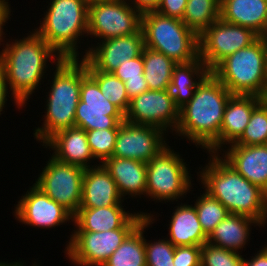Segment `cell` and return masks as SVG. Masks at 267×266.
<instances>
[{"label": "cell", "mask_w": 267, "mask_h": 266, "mask_svg": "<svg viewBox=\"0 0 267 266\" xmlns=\"http://www.w3.org/2000/svg\"><path fill=\"white\" fill-rule=\"evenodd\" d=\"M218 156L212 153L208 165L198 175L205 192L221 202L229 213L251 217L264 227L267 222V193Z\"/></svg>", "instance_id": "6da1fadb"}, {"label": "cell", "mask_w": 267, "mask_h": 266, "mask_svg": "<svg viewBox=\"0 0 267 266\" xmlns=\"http://www.w3.org/2000/svg\"><path fill=\"white\" fill-rule=\"evenodd\" d=\"M5 46L0 52V68L5 74L15 104L18 108L24 107L46 73L48 58L56 57L54 63L62 58L36 31Z\"/></svg>", "instance_id": "7a4b0ae2"}, {"label": "cell", "mask_w": 267, "mask_h": 266, "mask_svg": "<svg viewBox=\"0 0 267 266\" xmlns=\"http://www.w3.org/2000/svg\"><path fill=\"white\" fill-rule=\"evenodd\" d=\"M231 96L210 72L197 86L191 100L180 108L175 132L207 149L220 135L224 110Z\"/></svg>", "instance_id": "3957f363"}, {"label": "cell", "mask_w": 267, "mask_h": 266, "mask_svg": "<svg viewBox=\"0 0 267 266\" xmlns=\"http://www.w3.org/2000/svg\"><path fill=\"white\" fill-rule=\"evenodd\" d=\"M78 59L56 61L51 89L47 93L45 121L42 128H36L34 133L36 140L43 144L56 132L75 127V112L81 89V61Z\"/></svg>", "instance_id": "277c9868"}, {"label": "cell", "mask_w": 267, "mask_h": 266, "mask_svg": "<svg viewBox=\"0 0 267 266\" xmlns=\"http://www.w3.org/2000/svg\"><path fill=\"white\" fill-rule=\"evenodd\" d=\"M50 3L41 26L34 30L62 59L77 58L78 38L88 33V4L86 0H52Z\"/></svg>", "instance_id": "5b68a950"}, {"label": "cell", "mask_w": 267, "mask_h": 266, "mask_svg": "<svg viewBox=\"0 0 267 266\" xmlns=\"http://www.w3.org/2000/svg\"><path fill=\"white\" fill-rule=\"evenodd\" d=\"M211 73L232 95L267 96L265 49L259 37L223 59Z\"/></svg>", "instance_id": "8992f818"}, {"label": "cell", "mask_w": 267, "mask_h": 266, "mask_svg": "<svg viewBox=\"0 0 267 266\" xmlns=\"http://www.w3.org/2000/svg\"><path fill=\"white\" fill-rule=\"evenodd\" d=\"M145 47L158 51L175 63L199 58V36L182 20L148 11L142 13Z\"/></svg>", "instance_id": "52a82bcc"}, {"label": "cell", "mask_w": 267, "mask_h": 266, "mask_svg": "<svg viewBox=\"0 0 267 266\" xmlns=\"http://www.w3.org/2000/svg\"><path fill=\"white\" fill-rule=\"evenodd\" d=\"M169 147L146 163V196L157 201L180 199L192 186L186 162Z\"/></svg>", "instance_id": "ba28073f"}, {"label": "cell", "mask_w": 267, "mask_h": 266, "mask_svg": "<svg viewBox=\"0 0 267 266\" xmlns=\"http://www.w3.org/2000/svg\"><path fill=\"white\" fill-rule=\"evenodd\" d=\"M81 59L80 101L75 112V127L85 131L118 129L125 115L104 97L98 84L87 73L86 59Z\"/></svg>", "instance_id": "9c48e42d"}, {"label": "cell", "mask_w": 267, "mask_h": 266, "mask_svg": "<svg viewBox=\"0 0 267 266\" xmlns=\"http://www.w3.org/2000/svg\"><path fill=\"white\" fill-rule=\"evenodd\" d=\"M85 169L61 162L51 156L34 185L73 216L82 200V179Z\"/></svg>", "instance_id": "30bf717a"}, {"label": "cell", "mask_w": 267, "mask_h": 266, "mask_svg": "<svg viewBox=\"0 0 267 266\" xmlns=\"http://www.w3.org/2000/svg\"><path fill=\"white\" fill-rule=\"evenodd\" d=\"M253 30L219 18L199 35V58L212 71L223 59L255 42Z\"/></svg>", "instance_id": "8fae6325"}, {"label": "cell", "mask_w": 267, "mask_h": 266, "mask_svg": "<svg viewBox=\"0 0 267 266\" xmlns=\"http://www.w3.org/2000/svg\"><path fill=\"white\" fill-rule=\"evenodd\" d=\"M142 27V13L127 0L88 6V33L100 40L137 33Z\"/></svg>", "instance_id": "7c38bea8"}, {"label": "cell", "mask_w": 267, "mask_h": 266, "mask_svg": "<svg viewBox=\"0 0 267 266\" xmlns=\"http://www.w3.org/2000/svg\"><path fill=\"white\" fill-rule=\"evenodd\" d=\"M134 229L103 232L75 231L65 249L67 257L79 266H103Z\"/></svg>", "instance_id": "4fadbf2b"}, {"label": "cell", "mask_w": 267, "mask_h": 266, "mask_svg": "<svg viewBox=\"0 0 267 266\" xmlns=\"http://www.w3.org/2000/svg\"><path fill=\"white\" fill-rule=\"evenodd\" d=\"M180 109L169 89L147 90L130 100L125 121L133 124L152 125L164 131L176 130Z\"/></svg>", "instance_id": "5bb4252c"}, {"label": "cell", "mask_w": 267, "mask_h": 266, "mask_svg": "<svg viewBox=\"0 0 267 266\" xmlns=\"http://www.w3.org/2000/svg\"><path fill=\"white\" fill-rule=\"evenodd\" d=\"M164 133L166 132L159 127L133 124L124 120L118 128L112 157L148 163L167 147Z\"/></svg>", "instance_id": "9a60e30c"}, {"label": "cell", "mask_w": 267, "mask_h": 266, "mask_svg": "<svg viewBox=\"0 0 267 266\" xmlns=\"http://www.w3.org/2000/svg\"><path fill=\"white\" fill-rule=\"evenodd\" d=\"M15 217L24 224L52 228L73 221V215L33 184L15 207Z\"/></svg>", "instance_id": "2e32d148"}, {"label": "cell", "mask_w": 267, "mask_h": 266, "mask_svg": "<svg viewBox=\"0 0 267 266\" xmlns=\"http://www.w3.org/2000/svg\"><path fill=\"white\" fill-rule=\"evenodd\" d=\"M99 44V45H98ZM145 47L143 30L139 32L101 40L97 46L86 50L85 58L96 70L112 73L125 60H130L142 54Z\"/></svg>", "instance_id": "e0dca14e"}, {"label": "cell", "mask_w": 267, "mask_h": 266, "mask_svg": "<svg viewBox=\"0 0 267 266\" xmlns=\"http://www.w3.org/2000/svg\"><path fill=\"white\" fill-rule=\"evenodd\" d=\"M148 213H129L122 205L100 208H79L73 216L76 231L103 232L113 229H135Z\"/></svg>", "instance_id": "ac0fdd59"}, {"label": "cell", "mask_w": 267, "mask_h": 266, "mask_svg": "<svg viewBox=\"0 0 267 266\" xmlns=\"http://www.w3.org/2000/svg\"><path fill=\"white\" fill-rule=\"evenodd\" d=\"M264 100L253 95H232L225 107L219 137L207 148L210 154H219L223 145L234 144L244 132L253 110Z\"/></svg>", "instance_id": "d6986e66"}, {"label": "cell", "mask_w": 267, "mask_h": 266, "mask_svg": "<svg viewBox=\"0 0 267 266\" xmlns=\"http://www.w3.org/2000/svg\"><path fill=\"white\" fill-rule=\"evenodd\" d=\"M221 156L236 172L267 193V144L230 145Z\"/></svg>", "instance_id": "ffe728a7"}, {"label": "cell", "mask_w": 267, "mask_h": 266, "mask_svg": "<svg viewBox=\"0 0 267 266\" xmlns=\"http://www.w3.org/2000/svg\"><path fill=\"white\" fill-rule=\"evenodd\" d=\"M122 198L110 173L102 164L85 169L80 208L122 205Z\"/></svg>", "instance_id": "44dd1931"}, {"label": "cell", "mask_w": 267, "mask_h": 266, "mask_svg": "<svg viewBox=\"0 0 267 266\" xmlns=\"http://www.w3.org/2000/svg\"><path fill=\"white\" fill-rule=\"evenodd\" d=\"M54 150L52 154L57 160L83 169L91 168L90 160L94 156L90 150L86 131L78 127L60 130L44 144ZM89 164V165H88Z\"/></svg>", "instance_id": "7402d4cb"}, {"label": "cell", "mask_w": 267, "mask_h": 266, "mask_svg": "<svg viewBox=\"0 0 267 266\" xmlns=\"http://www.w3.org/2000/svg\"><path fill=\"white\" fill-rule=\"evenodd\" d=\"M220 18L262 36L267 32V0H221Z\"/></svg>", "instance_id": "603a6c76"}, {"label": "cell", "mask_w": 267, "mask_h": 266, "mask_svg": "<svg viewBox=\"0 0 267 266\" xmlns=\"http://www.w3.org/2000/svg\"><path fill=\"white\" fill-rule=\"evenodd\" d=\"M102 165L115 181L122 198L126 195L136 197L146 194V163L134 159L110 157Z\"/></svg>", "instance_id": "cb8c5ba5"}, {"label": "cell", "mask_w": 267, "mask_h": 266, "mask_svg": "<svg viewBox=\"0 0 267 266\" xmlns=\"http://www.w3.org/2000/svg\"><path fill=\"white\" fill-rule=\"evenodd\" d=\"M169 241L175 246H202L208 236L204 233L195 206L182 204L172 213Z\"/></svg>", "instance_id": "d4e9b609"}, {"label": "cell", "mask_w": 267, "mask_h": 266, "mask_svg": "<svg viewBox=\"0 0 267 266\" xmlns=\"http://www.w3.org/2000/svg\"><path fill=\"white\" fill-rule=\"evenodd\" d=\"M263 226L259 221L240 214L229 213L209 235L207 242L227 250L239 252L248 242L252 225ZM251 227V228H250Z\"/></svg>", "instance_id": "484cf974"}, {"label": "cell", "mask_w": 267, "mask_h": 266, "mask_svg": "<svg viewBox=\"0 0 267 266\" xmlns=\"http://www.w3.org/2000/svg\"><path fill=\"white\" fill-rule=\"evenodd\" d=\"M210 72L200 58L174 66L169 90L179 109L191 100L197 86Z\"/></svg>", "instance_id": "4316f807"}, {"label": "cell", "mask_w": 267, "mask_h": 266, "mask_svg": "<svg viewBox=\"0 0 267 266\" xmlns=\"http://www.w3.org/2000/svg\"><path fill=\"white\" fill-rule=\"evenodd\" d=\"M152 216V217H151ZM145 218L113 252L103 266H146L144 229L149 227L153 214Z\"/></svg>", "instance_id": "83f0119b"}, {"label": "cell", "mask_w": 267, "mask_h": 266, "mask_svg": "<svg viewBox=\"0 0 267 266\" xmlns=\"http://www.w3.org/2000/svg\"><path fill=\"white\" fill-rule=\"evenodd\" d=\"M144 77L149 90L170 89L173 68L177 64L164 54L144 47L143 52Z\"/></svg>", "instance_id": "f1b7e54d"}, {"label": "cell", "mask_w": 267, "mask_h": 266, "mask_svg": "<svg viewBox=\"0 0 267 266\" xmlns=\"http://www.w3.org/2000/svg\"><path fill=\"white\" fill-rule=\"evenodd\" d=\"M221 0H188L182 18L184 24L201 35L220 18Z\"/></svg>", "instance_id": "f546056e"}, {"label": "cell", "mask_w": 267, "mask_h": 266, "mask_svg": "<svg viewBox=\"0 0 267 266\" xmlns=\"http://www.w3.org/2000/svg\"><path fill=\"white\" fill-rule=\"evenodd\" d=\"M88 75L98 84L104 97L115 105L124 115L128 111L130 100L124 82L113 73L96 70L87 60Z\"/></svg>", "instance_id": "4dcf8cb0"}, {"label": "cell", "mask_w": 267, "mask_h": 266, "mask_svg": "<svg viewBox=\"0 0 267 266\" xmlns=\"http://www.w3.org/2000/svg\"><path fill=\"white\" fill-rule=\"evenodd\" d=\"M143 55L125 60L112 73L124 82L129 100L146 92L149 87L144 77Z\"/></svg>", "instance_id": "1f68e13d"}, {"label": "cell", "mask_w": 267, "mask_h": 266, "mask_svg": "<svg viewBox=\"0 0 267 266\" xmlns=\"http://www.w3.org/2000/svg\"><path fill=\"white\" fill-rule=\"evenodd\" d=\"M194 206L202 229L208 237L215 227L229 214L227 208L207 192L198 197Z\"/></svg>", "instance_id": "d6a6232c"}, {"label": "cell", "mask_w": 267, "mask_h": 266, "mask_svg": "<svg viewBox=\"0 0 267 266\" xmlns=\"http://www.w3.org/2000/svg\"><path fill=\"white\" fill-rule=\"evenodd\" d=\"M267 144V101L264 99L252 112L241 137L232 145Z\"/></svg>", "instance_id": "836d02e7"}, {"label": "cell", "mask_w": 267, "mask_h": 266, "mask_svg": "<svg viewBox=\"0 0 267 266\" xmlns=\"http://www.w3.org/2000/svg\"><path fill=\"white\" fill-rule=\"evenodd\" d=\"M118 129H101L86 131L88 144L94 159L102 160L103 164L112 157Z\"/></svg>", "instance_id": "e575fe53"}, {"label": "cell", "mask_w": 267, "mask_h": 266, "mask_svg": "<svg viewBox=\"0 0 267 266\" xmlns=\"http://www.w3.org/2000/svg\"><path fill=\"white\" fill-rule=\"evenodd\" d=\"M239 252L224 249L209 242L201 248V266H243Z\"/></svg>", "instance_id": "d590c367"}, {"label": "cell", "mask_w": 267, "mask_h": 266, "mask_svg": "<svg viewBox=\"0 0 267 266\" xmlns=\"http://www.w3.org/2000/svg\"><path fill=\"white\" fill-rule=\"evenodd\" d=\"M146 266H174L175 246L168 239L148 243L144 238Z\"/></svg>", "instance_id": "8d00e7d4"}, {"label": "cell", "mask_w": 267, "mask_h": 266, "mask_svg": "<svg viewBox=\"0 0 267 266\" xmlns=\"http://www.w3.org/2000/svg\"><path fill=\"white\" fill-rule=\"evenodd\" d=\"M202 246H177L173 258L174 266H201Z\"/></svg>", "instance_id": "74e56055"}, {"label": "cell", "mask_w": 267, "mask_h": 266, "mask_svg": "<svg viewBox=\"0 0 267 266\" xmlns=\"http://www.w3.org/2000/svg\"><path fill=\"white\" fill-rule=\"evenodd\" d=\"M188 0H160L155 11L158 13L182 20Z\"/></svg>", "instance_id": "f35d334b"}, {"label": "cell", "mask_w": 267, "mask_h": 266, "mask_svg": "<svg viewBox=\"0 0 267 266\" xmlns=\"http://www.w3.org/2000/svg\"><path fill=\"white\" fill-rule=\"evenodd\" d=\"M129 2V0H128ZM129 4H133V7L140 11L141 13H145L148 11H155L160 3V0H131Z\"/></svg>", "instance_id": "ab89813d"}, {"label": "cell", "mask_w": 267, "mask_h": 266, "mask_svg": "<svg viewBox=\"0 0 267 266\" xmlns=\"http://www.w3.org/2000/svg\"><path fill=\"white\" fill-rule=\"evenodd\" d=\"M243 266H267V246L259 250L251 260L244 259Z\"/></svg>", "instance_id": "60d3db41"}, {"label": "cell", "mask_w": 267, "mask_h": 266, "mask_svg": "<svg viewBox=\"0 0 267 266\" xmlns=\"http://www.w3.org/2000/svg\"><path fill=\"white\" fill-rule=\"evenodd\" d=\"M8 85L3 70L0 68V115L7 101Z\"/></svg>", "instance_id": "b9f144b4"}, {"label": "cell", "mask_w": 267, "mask_h": 266, "mask_svg": "<svg viewBox=\"0 0 267 266\" xmlns=\"http://www.w3.org/2000/svg\"><path fill=\"white\" fill-rule=\"evenodd\" d=\"M10 12L11 11H0V44L2 41V36L4 35L3 32V26L5 25L6 21H8L10 17ZM3 34V35H2Z\"/></svg>", "instance_id": "7bdbcfd3"}, {"label": "cell", "mask_w": 267, "mask_h": 266, "mask_svg": "<svg viewBox=\"0 0 267 266\" xmlns=\"http://www.w3.org/2000/svg\"><path fill=\"white\" fill-rule=\"evenodd\" d=\"M260 37L262 38L265 49V60H266V71H267V32Z\"/></svg>", "instance_id": "ee69618b"}, {"label": "cell", "mask_w": 267, "mask_h": 266, "mask_svg": "<svg viewBox=\"0 0 267 266\" xmlns=\"http://www.w3.org/2000/svg\"><path fill=\"white\" fill-rule=\"evenodd\" d=\"M115 1H121V0H86L88 6L96 4V3H106V2H115Z\"/></svg>", "instance_id": "f6af8a7d"}, {"label": "cell", "mask_w": 267, "mask_h": 266, "mask_svg": "<svg viewBox=\"0 0 267 266\" xmlns=\"http://www.w3.org/2000/svg\"><path fill=\"white\" fill-rule=\"evenodd\" d=\"M0 11H11L6 0H0Z\"/></svg>", "instance_id": "bcb514c9"}, {"label": "cell", "mask_w": 267, "mask_h": 266, "mask_svg": "<svg viewBox=\"0 0 267 266\" xmlns=\"http://www.w3.org/2000/svg\"><path fill=\"white\" fill-rule=\"evenodd\" d=\"M22 262H14V263H5V262H0V266H24Z\"/></svg>", "instance_id": "7dc6e473"}]
</instances>
